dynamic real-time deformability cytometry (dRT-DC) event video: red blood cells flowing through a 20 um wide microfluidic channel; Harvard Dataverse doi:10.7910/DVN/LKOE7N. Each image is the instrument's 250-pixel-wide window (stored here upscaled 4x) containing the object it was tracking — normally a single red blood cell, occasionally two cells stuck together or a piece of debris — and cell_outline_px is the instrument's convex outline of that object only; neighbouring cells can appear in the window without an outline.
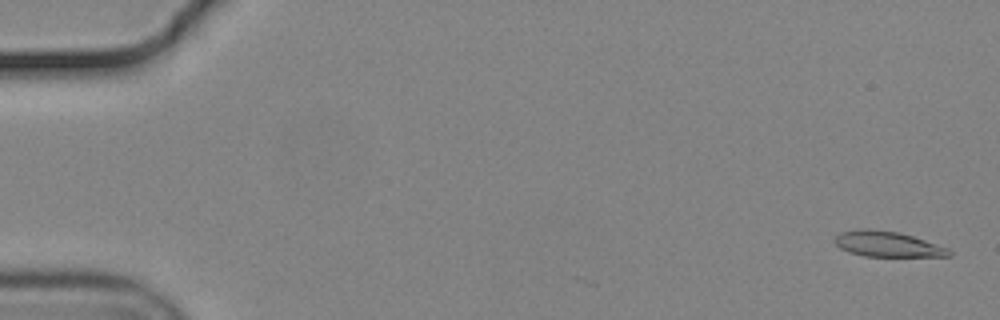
{"species": "common noctule bat (a hibernating species)", "species_latin": "Nyctalus noctula", "temperature_condition": "cold", "stored_images_in_passage": 7, "camera_frame_rate_fps": 3000, "um_per_image_px": 0.085, "animal": {"sex": "male", "body_mass_g": 19.2, "forearm_length_mm": 51.8}, "frame": {"image": 1, "passage_image": 1, "time_ms": 0.0, "image_size_px": [1000, 320], "cell_outline_px": [[952, 256], [864, 256], [848, 252], [840, 248], [832, 240], [840, 232], [860, 228], [868, 228], [900, 232], [948, 248], [952, 252]], "centroid_in_image_um": [75.39, 20.74], "position_along_channel_um": 9.6, "area_um2": 16.99}}